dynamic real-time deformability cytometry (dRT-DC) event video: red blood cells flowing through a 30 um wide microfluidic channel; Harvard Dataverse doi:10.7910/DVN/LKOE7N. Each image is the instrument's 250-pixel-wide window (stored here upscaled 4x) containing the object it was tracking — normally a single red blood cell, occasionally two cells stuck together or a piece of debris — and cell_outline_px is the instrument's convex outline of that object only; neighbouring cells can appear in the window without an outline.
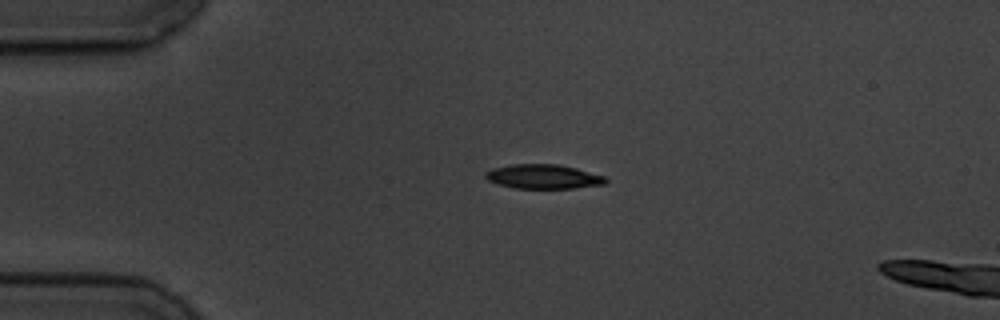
{"species": "common noctule bat (a hibernating species)", "species_latin": "Nyctalus noctula", "temperature_condition": "cold", "stored_images_in_passage": 6, "camera_frame_rate_fps": 3000, "um_per_image_px": 0.085, "animal": {"sex": "male", "body_mass_g": 19.5, "forearm_length_mm": 54.6}, "frame": {"image": 1, "passage_image": 1, "time_ms": 0.0, "image_size_px": [1000, 320], "cell_outline_px": [[608, 180], [604, 184], [576, 188], [516, 188], [500, 184], [488, 180], [484, 176], [484, 172], [492, 168], [512, 164], [556, 164], [576, 168], [604, 176]], "centroid_in_image_um": [46.17, 15.0], "position_along_channel_um": 38.8, "area_um2": 16.94}}